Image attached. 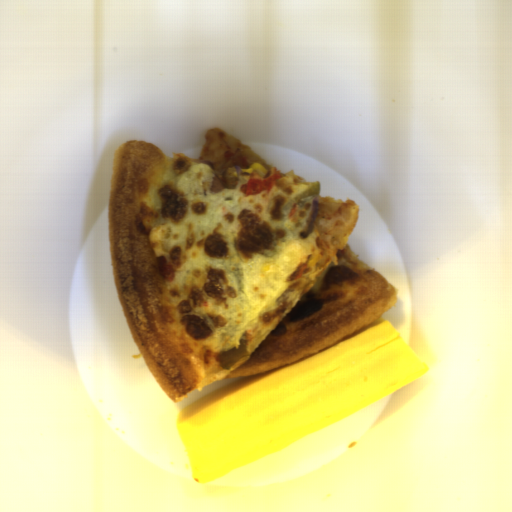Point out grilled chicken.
Returning a JSON list of instances; mask_svg holds the SVG:
<instances>
[{"instance_id":"grilled-chicken-1","label":"grilled chicken","mask_w":512,"mask_h":512,"mask_svg":"<svg viewBox=\"0 0 512 512\" xmlns=\"http://www.w3.org/2000/svg\"><path fill=\"white\" fill-rule=\"evenodd\" d=\"M249 340V335L244 334L240 339V345L217 355L216 359L218 360L221 368H224L227 371L231 370L239 360L243 358H248L250 354V351L247 349L249 345Z\"/></svg>"},{"instance_id":"grilled-chicken-2","label":"grilled chicken","mask_w":512,"mask_h":512,"mask_svg":"<svg viewBox=\"0 0 512 512\" xmlns=\"http://www.w3.org/2000/svg\"><path fill=\"white\" fill-rule=\"evenodd\" d=\"M239 183V174L237 170L233 168H228L221 172L220 174H216L210 180V184L208 189L211 193H218L223 189H230L237 187Z\"/></svg>"}]
</instances>
